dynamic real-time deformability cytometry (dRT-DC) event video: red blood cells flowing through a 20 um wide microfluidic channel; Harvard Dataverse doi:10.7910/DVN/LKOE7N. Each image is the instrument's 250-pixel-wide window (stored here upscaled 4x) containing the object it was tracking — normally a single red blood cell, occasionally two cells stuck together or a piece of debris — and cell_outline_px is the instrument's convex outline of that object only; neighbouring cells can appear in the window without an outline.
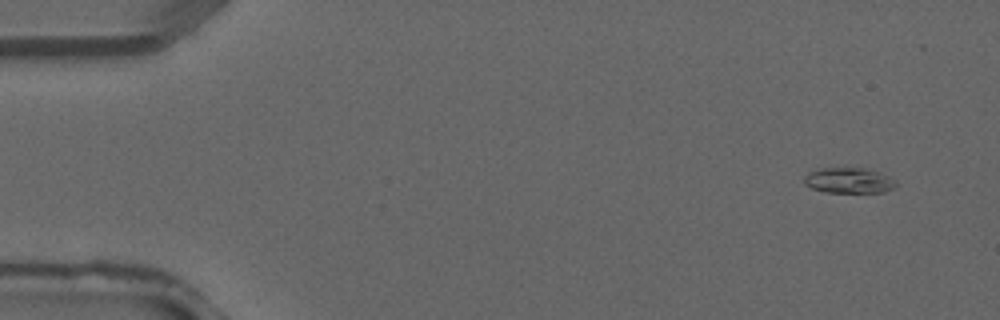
{"species": "common noctule bat (a hibernating species)", "species_latin": "Nyctalus noctula", "temperature_condition": "warm", "stored_images_in_passage": 4, "camera_frame_rate_fps": 3000, "um_per_image_px": 0.085, "animal": {"sex": "male", "forearm_length_mm": 52.5}, "frame": {"image": 1, "passage_image": 1, "time_ms": 0.0, "image_size_px": [1000, 320], "cell_outline_px": [[900, 184], [896, 188], [884, 192], [824, 192], [812, 188], [804, 184], [804, 176], [808, 172], [820, 168], [864, 168], [880, 172], [896, 180]], "centroid_in_image_um": [72.19, 15.34], "position_along_channel_um": 12.8, "area_um2": 13.87}}